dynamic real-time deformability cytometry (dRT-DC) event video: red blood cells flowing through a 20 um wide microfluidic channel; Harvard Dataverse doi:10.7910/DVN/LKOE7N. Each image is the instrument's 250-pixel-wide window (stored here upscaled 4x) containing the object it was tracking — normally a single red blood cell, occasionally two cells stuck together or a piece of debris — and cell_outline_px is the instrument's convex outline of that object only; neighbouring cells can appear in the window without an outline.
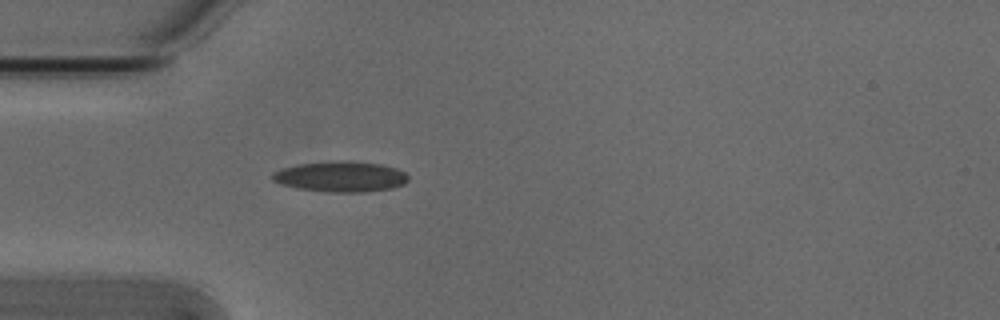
{"species": "Egyptian fruit bat (a non-hibernating species)", "species_latin": "Rousettus aegyptiacus", "temperature_condition": "cold", "stored_images_in_passage": 4, "camera_frame_rate_fps": 3000, "um_per_image_px": 0.085, "animal": {"sex": "male"}, "frame": {"image": 1, "passage_image": 4, "time_ms": 1.0, "image_size_px": [1000, 320], "cell_outline_px": [[408, 180], [404, 184], [392, 188], [364, 192], [328, 192], [296, 188], [280, 184], [272, 180], [272, 172], [284, 168], [300, 164], [344, 160], [380, 164], [396, 168], [404, 172], [408, 176]], "centroid_in_image_um": [28.96, 15.02], "position_along_channel_um": 56.0, "area_um2": 24.1}}